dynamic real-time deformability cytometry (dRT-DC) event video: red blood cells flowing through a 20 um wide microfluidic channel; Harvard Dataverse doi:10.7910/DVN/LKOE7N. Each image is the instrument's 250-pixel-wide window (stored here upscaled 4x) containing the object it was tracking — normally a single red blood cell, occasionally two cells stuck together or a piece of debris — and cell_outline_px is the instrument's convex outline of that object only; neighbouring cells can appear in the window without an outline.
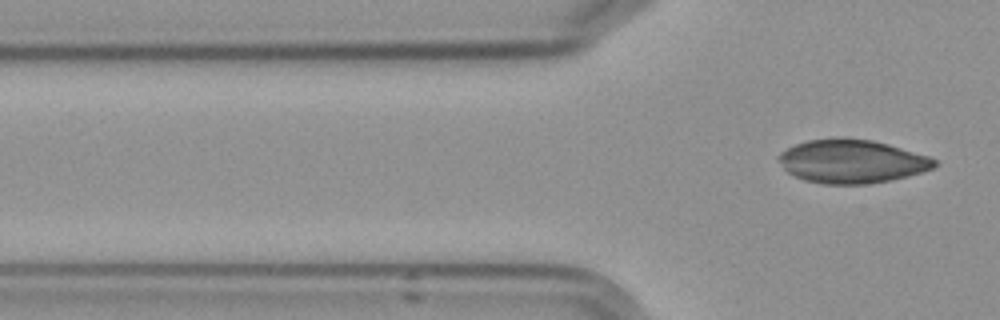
{"species": "Egyptian fruit bat (a non-hibernating species)", "species_latin": "Rousettus aegyptiacus", "temperature_condition": "cold", "stored_images_in_passage": 4, "segment_of_instrument_passage": [2, 2], "camera_frame_rate_fps": 3000, "um_per_image_px": 0.085, "frame": {"image": 1, "passage_image": 4, "time_ms": 3.667, "image_size_px": [1000, 320], "cell_outline_px": [[936, 164], [932, 168], [920, 172], [892, 180], [864, 184], [824, 184], [804, 180], [788, 172], [784, 168], [776, 156], [780, 152], [796, 144], [808, 140], [872, 140], [928, 156], [936, 160]], "centroid_in_image_um": [72.38, 13.75], "position_along_channel_um": 53.4, "area_um2": 38.44}}